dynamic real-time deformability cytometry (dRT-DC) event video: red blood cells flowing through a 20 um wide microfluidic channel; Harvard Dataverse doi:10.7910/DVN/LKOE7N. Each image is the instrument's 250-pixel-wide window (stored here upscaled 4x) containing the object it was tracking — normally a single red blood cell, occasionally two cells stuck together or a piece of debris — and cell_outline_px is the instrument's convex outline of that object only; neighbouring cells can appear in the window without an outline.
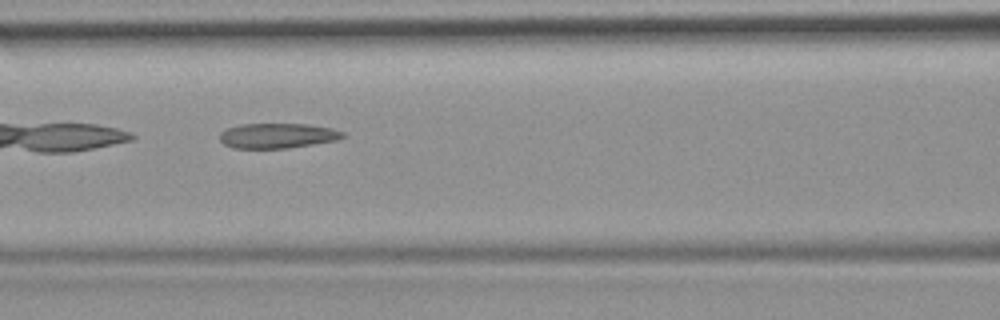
{"species": "common noctule bat (a hibernating species)", "species_latin": "Nyctalus noctula", "temperature_condition": "room temperature", "stored_images_in_passage": 33, "camera_frame_rate_fps": 3000, "um_per_image_px": 0.085, "animal": {"sex": "female", "body_mass_g": 19.9}, "frame": {"image": 1, "passage_image": 6, "time_ms": 1.667, "image_size_px": [1000, 320], "cell_outline_px": [[344, 136], [336, 140], [288, 148], [232, 148], [224, 144], [220, 140], [220, 132], [228, 128], [240, 124], [308, 124], [332, 128], [344, 132]], "centroid_in_image_um": [23.57, 11.53], "position_along_channel_um": 143.0, "area_um2": 17.86}}
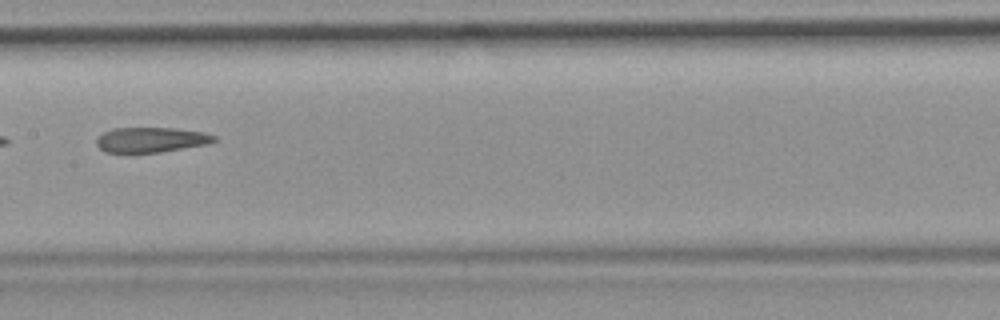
{"frame": {"image": 2, "passage_image": 10, "time_ms": 3.0, "image_size_px": [1000, 320], "cell_outline_px": [[216, 140], [208, 144], [160, 152], [104, 152], [96, 144], [96, 140], [104, 132], [112, 128], [172, 128], [204, 132], [216, 136]], "centroid_in_image_um": [12.85, 11.88], "position_along_channel_um": 194.6, "area_um2": 17.05}}